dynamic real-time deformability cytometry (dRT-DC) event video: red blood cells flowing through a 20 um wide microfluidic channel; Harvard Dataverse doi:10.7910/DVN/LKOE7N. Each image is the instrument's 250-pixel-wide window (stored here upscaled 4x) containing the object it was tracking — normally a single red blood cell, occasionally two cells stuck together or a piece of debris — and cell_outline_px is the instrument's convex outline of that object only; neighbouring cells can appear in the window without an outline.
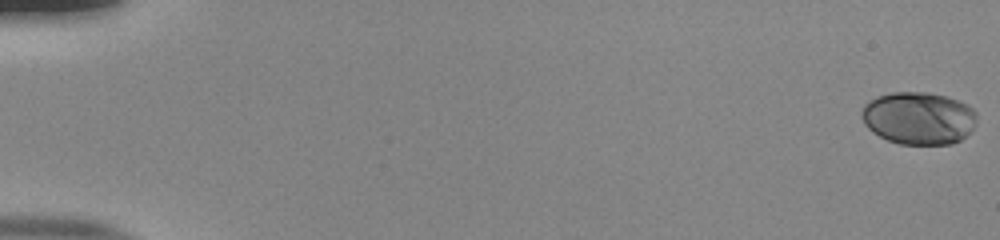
{"species": "human", "species_latin": "Homo sapiens", "temperature_condition": "room temperature", "stored_images_in_passage": 54, "camera_frame_rate_fps": 3000, "um_per_image_px": 0.085, "donor": {"sex": "male"}, "frame": {"image": 1, "passage_image": 1, "time_ms": 0.0, "image_size_px": [1000, 240], "cell_outline_px": [[976, 124], [972, 132], [960, 140], [952, 144], [900, 144], [888, 140], [872, 132], [864, 124], [860, 116], [860, 112], [864, 104], [876, 96], [892, 92], [928, 92], [944, 96], [968, 104], [976, 112]], "centroid_in_image_um": [78.08, 10.04], "position_along_channel_um": 6.9, "area_um2": 35.66}}
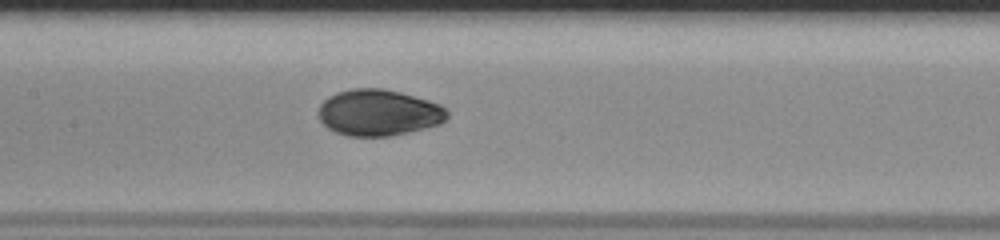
{"frame": {"image": 2, "passage_image": 28, "time_ms": 9.0, "image_size_px": [1000, 240], "cell_outline_px": [[448, 116], [440, 124], [408, 132], [388, 136], [348, 136], [336, 132], [328, 128], [320, 120], [320, 104], [328, 96], [336, 92], [352, 88], [384, 88], [400, 92], [428, 100], [440, 104], [448, 108]], "centroid_in_image_um": [32.2, 9.56], "position_along_channel_um": 175.2, "area_um2": 34.74}}
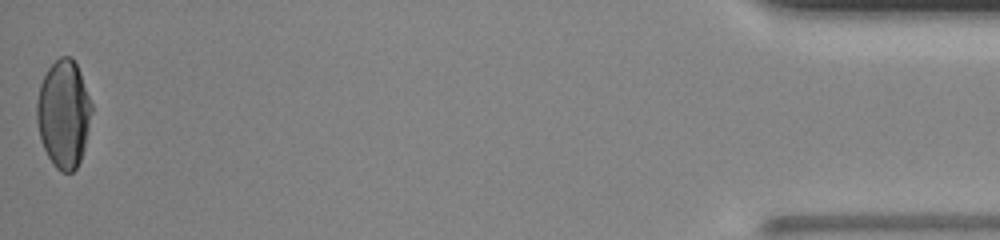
{"frame": {"image": 3, "passage_image": 54, "time_ms": 17.667, "image_size_px": [1000, 240], "cell_outline_px": [[92, 112], [84, 148], [80, 160], [76, 168], [72, 172], [60, 172], [52, 164], [40, 140], [36, 120], [36, 100], [40, 84], [48, 68], [60, 56], [72, 56], [80, 72], [92, 104]], "centroid_in_image_um": [5.39, 9.68], "position_along_channel_um": 429.8, "area_um2": 34.56}, "authors_computed_cell_mechanics": {"area_um2": 34.5355, "velocity_mm_per_s": 3.9156, "shape_relaxation_time_tau1_ms": 4.3617, "shape_relaxation_time_tau2_ms": null, "deformation_change_tau1": 0.1823, "deformation_change_tau2": null}}